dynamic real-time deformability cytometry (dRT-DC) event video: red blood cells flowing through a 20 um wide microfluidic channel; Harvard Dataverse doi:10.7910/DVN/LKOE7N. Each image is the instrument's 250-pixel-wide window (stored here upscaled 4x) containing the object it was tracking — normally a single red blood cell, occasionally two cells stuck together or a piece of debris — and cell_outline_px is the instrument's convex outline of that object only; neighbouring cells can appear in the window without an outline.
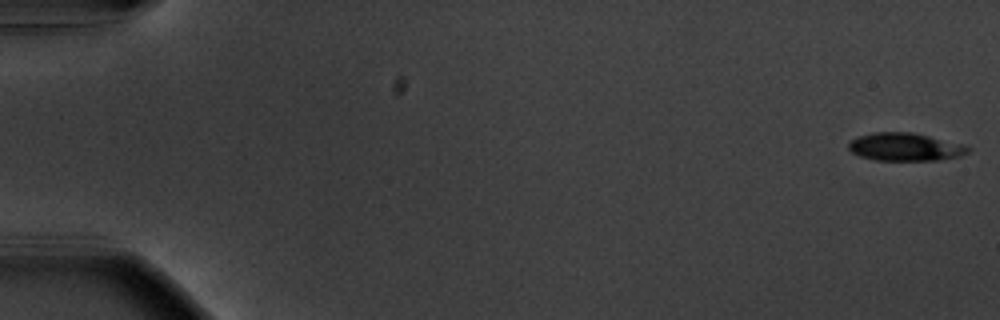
{"species": "common noctule bat (a hibernating species)", "species_latin": "Nyctalus noctula", "temperature_condition": "warm", "stored_images_in_passage": 11, "camera_frame_rate_fps": 3000, "um_per_image_px": 0.085, "animal": {"sex": "male", "body_mass_g": 20.1, "forearm_length_mm": 53.5}, "frame": {"image": 1, "passage_image": 1, "time_ms": 0.0, "image_size_px": [1000, 320], "cell_outline_px": [[972, 148], [968, 152], [960, 156], [940, 160], [876, 160], [860, 156], [852, 152], [848, 148], [848, 144], [852, 140], [860, 136], [872, 132], [912, 132], [964, 144]], "centroid_in_image_um": [76.97, 12.49], "position_along_channel_um": 8.0, "area_um2": 19.42}}